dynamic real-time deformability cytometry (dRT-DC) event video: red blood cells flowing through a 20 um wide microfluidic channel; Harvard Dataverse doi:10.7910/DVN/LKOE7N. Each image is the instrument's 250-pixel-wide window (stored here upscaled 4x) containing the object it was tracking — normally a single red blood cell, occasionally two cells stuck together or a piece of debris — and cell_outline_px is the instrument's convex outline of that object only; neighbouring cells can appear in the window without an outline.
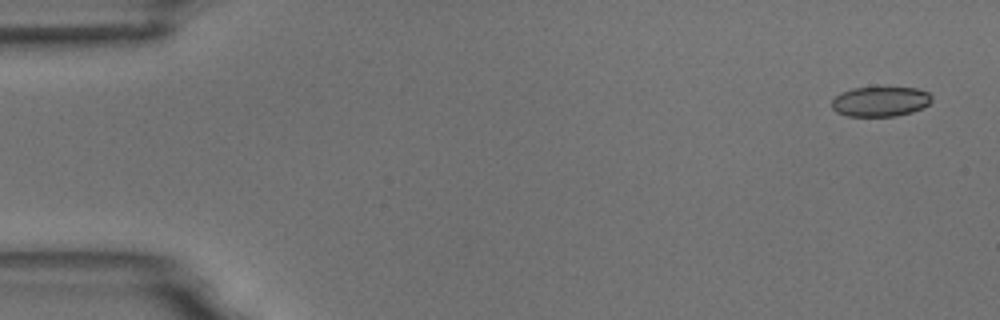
{"species": "common noctule bat (a hibernating species)", "species_latin": "Nyctalus noctula", "temperature_condition": "room temperature", "stored_images_in_passage": 5, "camera_frame_rate_fps": 3000, "um_per_image_px": 0.085, "animal": {"sex": "male", "body_mass_g": 18.8}, "frame": {"image": 1, "passage_image": 1, "time_ms": 0.0, "image_size_px": [1000, 320], "cell_outline_px": [[932, 100], [924, 108], [912, 112], [896, 116], [848, 116], [836, 112], [832, 108], [832, 100], [840, 92], [852, 88], [916, 88], [928, 92], [932, 96]], "centroid_in_image_um": [74.83, 8.63], "position_along_channel_um": 10.2, "area_um2": 17.46}}
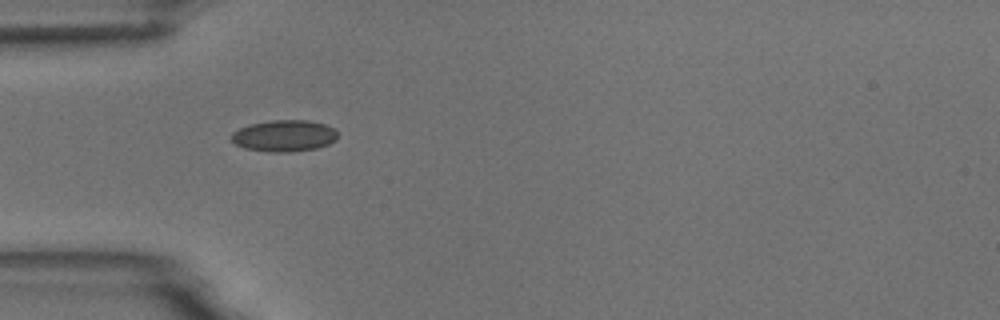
{"frame": {"image": 2, "passage_image": 5, "time_ms": 4.667, "image_size_px": [1000, 320], "cell_outline_px": [[336, 140], [328, 144], [316, 148], [288, 152], [268, 152], [244, 148], [236, 144], [232, 140], [232, 132], [240, 128], [252, 124], [272, 120], [308, 120], [324, 124], [332, 128], [336, 132]], "centroid_in_image_um": [24.15, 11.55], "position_along_channel_um": 60.9, "area_um2": 19.31}}